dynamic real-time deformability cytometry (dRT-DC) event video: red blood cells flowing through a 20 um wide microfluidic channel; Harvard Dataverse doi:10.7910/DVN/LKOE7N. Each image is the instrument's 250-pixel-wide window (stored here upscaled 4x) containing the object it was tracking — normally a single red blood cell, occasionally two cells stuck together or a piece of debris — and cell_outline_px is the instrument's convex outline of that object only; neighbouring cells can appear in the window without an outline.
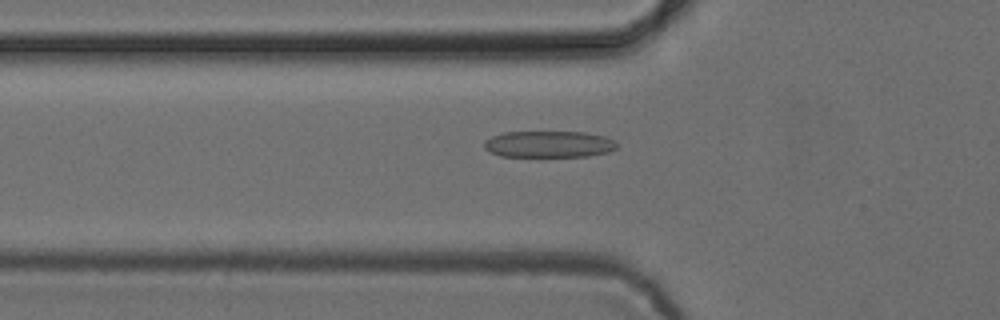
{"species": "common noctule bat (a hibernating species)", "species_latin": "Nyctalus noctula", "temperature_condition": "cold", "stored_images_in_passage": 41, "camera_frame_rate_fps": 3000, "um_per_image_px": 0.085, "animal": {"sex": "female", "body_mass_g": 24.6, "forearm_length_mm": 56.2}, "frame": {"image": 1, "passage_image": 6, "time_ms": 1.667, "image_size_px": [1000, 320], "cell_outline_px": [[616, 148], [608, 152], [588, 156], [500, 156], [484, 148], [484, 140], [492, 136], [504, 132], [584, 132], [604, 136], [616, 140]], "centroid_in_image_um": [46.66, 12.25], "position_along_channel_um": 79.1, "area_um2": 20.46}}
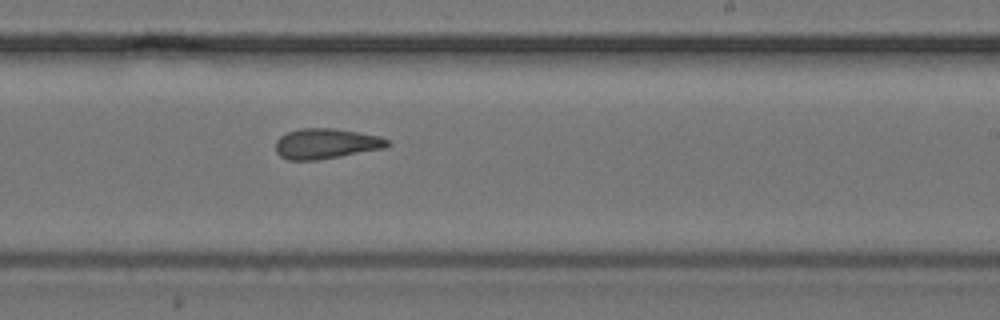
{"frame": {"image": 2, "passage_image": 20, "time_ms": 6.333, "image_size_px": [1000, 320], "cell_outline_px": [[392, 144], [384, 148], [340, 156], [316, 160], [288, 160], [280, 156], [276, 152], [276, 140], [280, 136], [288, 132], [300, 128], [332, 128], [380, 136], [388, 140]], "centroid_in_image_um": [27.7, 12.21], "position_along_channel_um": 261.3, "area_um2": 19.65}}
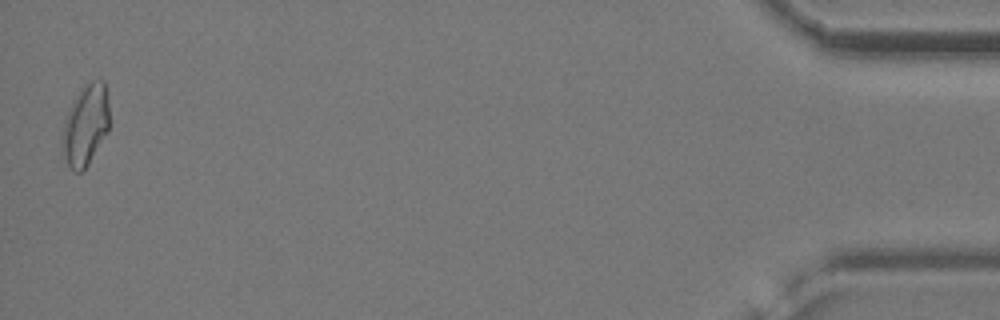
{"frame": {"image": 3, "passage_image": 40, "time_ms": 13.0, "image_size_px": [1000, 320], "cell_outline_px": [[108, 132], [88, 164], [80, 172], [72, 172], [60, 152], [60, 136], [64, 120], [68, 108], [80, 92], [92, 80], [104, 80], [108, 104]], "centroid_in_image_um": [7.22, 10.71], "position_along_channel_um": 428.0, "area_um2": 22.37}, "authors_computed_cell_mechanics": {"area_um2": 19.8254, "velocity_mm_per_s": 3.8907, "shape_relaxation_time_tau1_ms": 7.5582, "shape_relaxation_time_tau2_ms": 2.8978, "deformation_change_tau1": 0.1954, "deformation_change_tau2": 0.126}}